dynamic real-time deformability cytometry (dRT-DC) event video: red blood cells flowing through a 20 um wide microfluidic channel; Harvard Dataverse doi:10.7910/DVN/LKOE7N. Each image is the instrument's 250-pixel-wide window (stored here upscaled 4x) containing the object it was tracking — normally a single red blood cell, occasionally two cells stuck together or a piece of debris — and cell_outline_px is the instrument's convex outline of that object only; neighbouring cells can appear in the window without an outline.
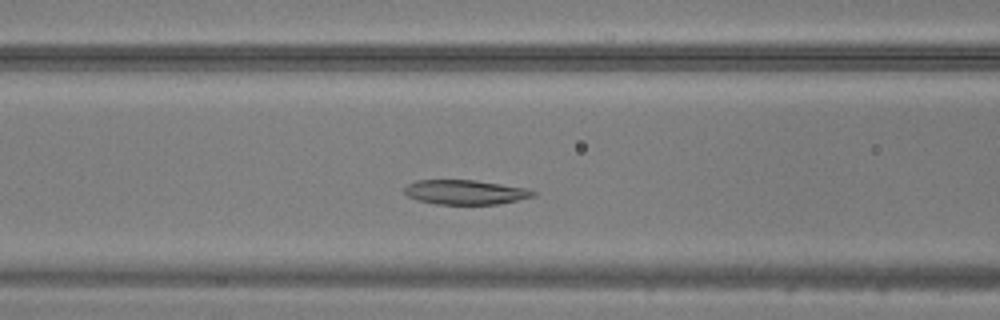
{"species": "common noctule bat (a hibernating species)", "species_latin": "Nyctalus noctula", "temperature_condition": "warm", "stored_images_in_passage": 42, "camera_frame_rate_fps": 3000, "um_per_image_px": 0.085, "animal": {"sex": "male", "body_mass_g": 20.5, "forearm_length_mm": 52.5}, "frame": {"image": 1, "passage_image": 14, "time_ms": 4.333, "image_size_px": [1000, 320], "cell_outline_px": [[536, 196], [496, 204], [436, 204], [420, 200], [408, 196], [404, 192], [404, 188], [408, 184], [416, 180], [476, 180], [528, 188], [536, 192]], "centroid_in_image_um": [39.57, 16.32], "position_along_channel_um": 127.0, "area_um2": 18.32}}
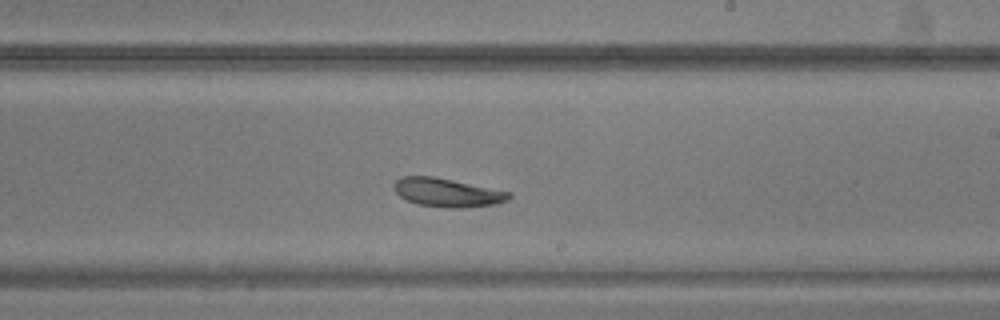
{"frame": {"image": 2, "passage_image": 23, "time_ms": 7.333, "image_size_px": [1000, 320], "cell_outline_px": [[512, 196], [508, 200], [496, 204], [464, 208], [452, 208], [416, 204], [400, 196], [396, 192], [396, 180], [400, 176], [432, 176], [512, 192]], "centroid_in_image_um": [38.06, 16.37], "position_along_channel_um": 250.9, "area_um2": 19.02}}
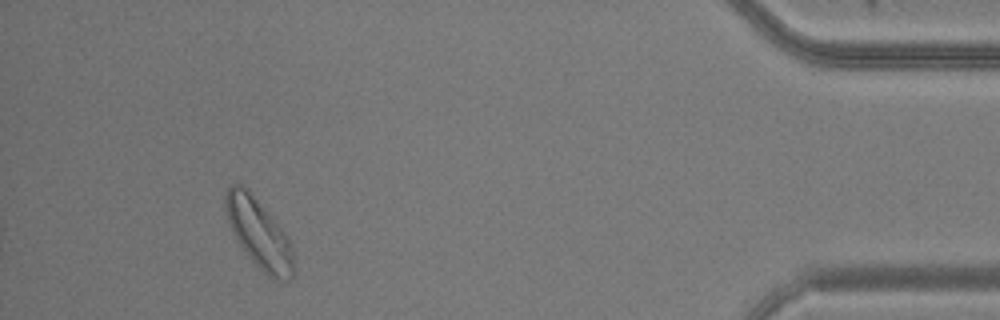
{"frame": {"image": 3, "passage_image": 39, "time_ms": 12.667, "image_size_px": [1000, 320], "cell_outline_px": [[296, 272], [288, 280], [280, 280], [268, 276], [244, 252], [236, 240], [232, 232], [228, 220], [224, 204], [224, 196], [228, 188], [232, 184], [240, 184], [248, 188], [276, 220], [288, 236], [292, 244]], "centroid_in_image_um": [22.03, 19.83], "position_along_channel_um": 413.2, "area_um2": 27.98}}